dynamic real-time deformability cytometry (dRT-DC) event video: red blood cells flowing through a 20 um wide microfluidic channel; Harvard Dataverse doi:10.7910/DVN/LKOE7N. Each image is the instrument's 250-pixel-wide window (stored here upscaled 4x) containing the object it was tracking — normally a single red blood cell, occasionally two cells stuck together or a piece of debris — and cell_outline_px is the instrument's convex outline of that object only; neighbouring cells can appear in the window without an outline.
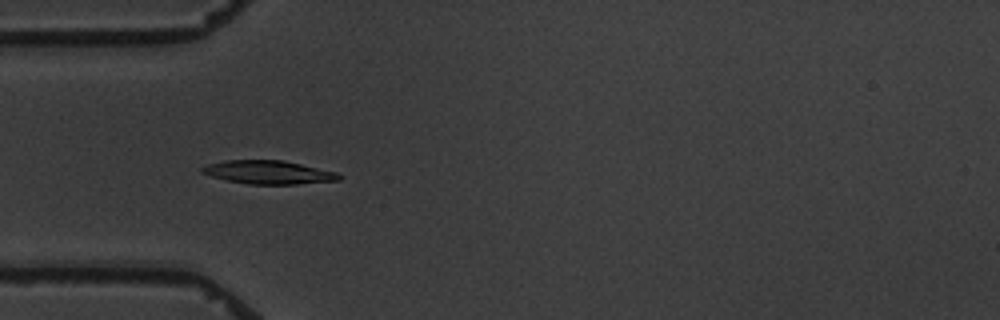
{"species": "common noctule bat (a hibernating species)", "species_latin": "Nyctalus noctula", "temperature_condition": "warm", "stored_images_in_passage": 6, "camera_frame_rate_fps": 3000, "um_per_image_px": 0.085, "animal": {"sex": "male", "body_mass_g": 19.5, "forearm_length_mm": 54.6}, "frame": {"image": 1, "passage_image": 5, "time_ms": 4.667, "image_size_px": [1000, 320], "cell_outline_px": [[344, 176], [340, 180], [296, 184], [248, 184], [228, 180], [212, 176], [200, 172], [200, 168], [208, 164], [224, 160], [284, 160], [336, 172]], "centroid_in_image_um": [22.83, 14.64], "position_along_channel_um": 62.2, "area_um2": 18.67}}
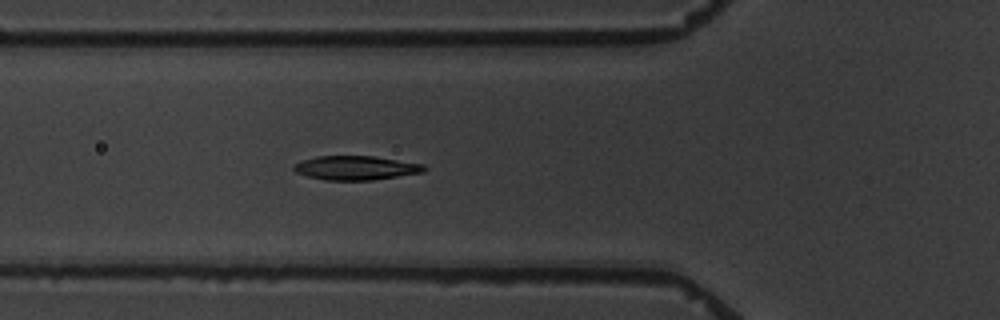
{"frame": {"image": 2, "passage_image": 6, "time_ms": 5.667, "image_size_px": [1000, 320], "cell_outline_px": [[428, 168], [424, 172], [372, 180], [324, 180], [308, 176], [296, 172], [292, 168], [296, 164], [304, 160], [316, 156], [372, 156], [424, 164]], "centroid_in_image_um": [30.28, 14.27], "position_along_channel_um": 95.5, "area_um2": 18.15}}